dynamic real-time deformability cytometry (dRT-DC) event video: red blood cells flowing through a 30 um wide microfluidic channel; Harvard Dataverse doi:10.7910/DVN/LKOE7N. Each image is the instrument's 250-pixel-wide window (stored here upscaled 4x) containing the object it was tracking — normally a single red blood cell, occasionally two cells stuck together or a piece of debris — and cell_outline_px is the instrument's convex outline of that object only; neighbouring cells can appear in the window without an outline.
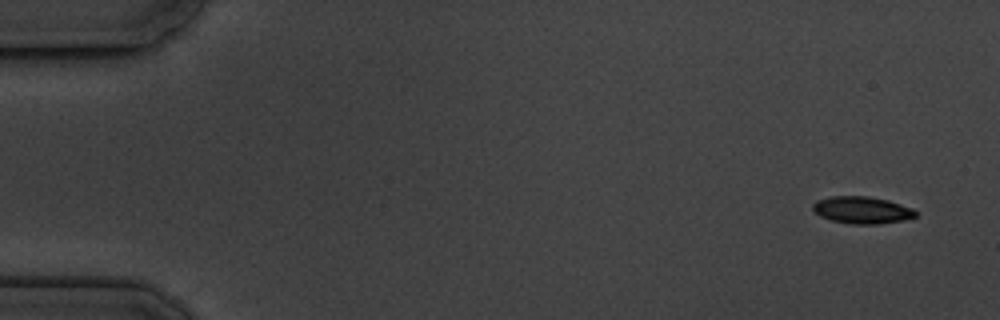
{"species": "common noctule bat (a hibernating species)", "species_latin": "Nyctalus noctula", "temperature_condition": "cold", "stored_images_in_passage": 5, "camera_frame_rate_fps": 3000, "um_per_image_px": 0.085, "animal": {"sex": "male", "body_mass_g": 19.5, "forearm_length_mm": 54.6}, "frame": {"image": 1, "passage_image": 1, "time_ms": 0.0, "image_size_px": [1000, 320], "cell_outline_px": [[916, 216], [900, 220], [876, 224], [852, 224], [832, 220], [820, 216], [812, 208], [812, 204], [816, 200], [832, 196], [868, 196], [888, 200], [912, 208], [916, 212]], "centroid_in_image_um": [73.23, 17.84], "position_along_channel_um": 11.8, "area_um2": 16.01}}
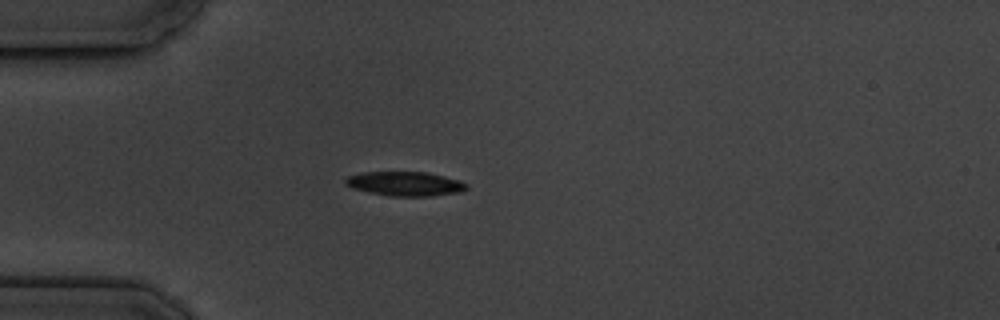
{"frame": {"image": 2, "passage_image": 4, "time_ms": 4.333, "image_size_px": [1000, 320], "cell_outline_px": [[468, 188], [464, 192], [428, 196], [388, 196], [368, 192], [352, 188], [344, 184], [344, 180], [348, 176], [360, 172], [428, 172], [460, 180], [468, 184]], "centroid_in_image_um": [34.45, 15.62], "position_along_channel_um": 50.6, "area_um2": 17.4}}